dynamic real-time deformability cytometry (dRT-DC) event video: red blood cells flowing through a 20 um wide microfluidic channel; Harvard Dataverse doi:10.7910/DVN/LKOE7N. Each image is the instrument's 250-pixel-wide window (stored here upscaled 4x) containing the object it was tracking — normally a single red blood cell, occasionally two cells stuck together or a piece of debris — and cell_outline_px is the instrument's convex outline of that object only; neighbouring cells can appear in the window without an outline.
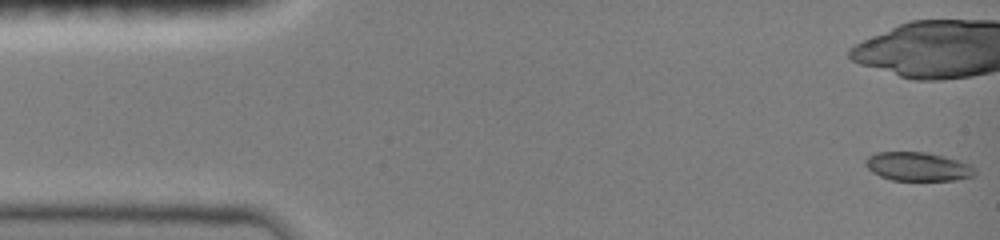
{"species": "common noctule bat (a hibernating species)", "species_latin": "Nyctalus noctula", "temperature_condition": "room temperature", "stored_images_in_passage": 18, "camera_frame_rate_fps": 3000, "um_per_image_px": 0.085, "animal": {"sex": "female", "body_mass_g": 19.0, "forearm_length_mm": 51.5}, "frame": {"image": 1, "passage_image": 1, "time_ms": 0.0, "image_size_px": [1000, 240], "cell_outline_px": [[976, 172], [972, 176], [956, 180], [892, 180], [880, 176], [872, 172], [864, 164], [864, 160], [868, 156], [876, 152], [924, 152], [944, 156], [960, 160], [972, 164], [976, 168]], "centroid_in_image_um": [78.03, 14.15], "position_along_channel_um": 7.0, "area_um2": 18.5}}